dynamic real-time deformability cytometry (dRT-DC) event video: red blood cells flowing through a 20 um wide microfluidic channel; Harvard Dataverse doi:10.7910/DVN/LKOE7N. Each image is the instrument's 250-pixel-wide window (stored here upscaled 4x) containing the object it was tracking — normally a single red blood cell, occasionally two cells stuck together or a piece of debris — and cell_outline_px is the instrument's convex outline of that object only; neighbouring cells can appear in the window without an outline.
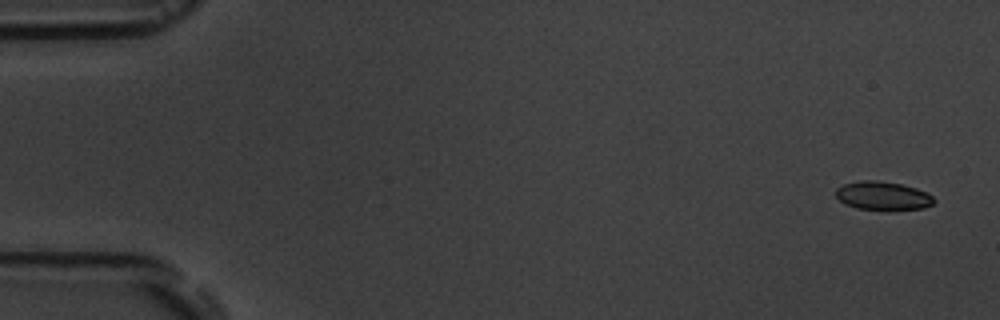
{"species": "common noctule bat (a hibernating species)", "species_latin": "Nyctalus noctula", "temperature_condition": "room temperature", "stored_images_in_passage": 7, "camera_frame_rate_fps": 3000, "um_per_image_px": 0.085, "animal": {"sex": "male", "body_mass_g": 19.5, "forearm_length_mm": 54.6}, "frame": {"image": 1, "passage_image": 1, "time_ms": 0.0, "image_size_px": [1000, 320], "cell_outline_px": [[936, 200], [932, 204], [924, 208], [888, 212], [856, 208], [844, 204], [836, 196], [836, 188], [844, 184], [860, 180], [876, 180], [900, 184], [916, 188], [932, 196]], "centroid_in_image_um": [75.03, 16.68], "position_along_channel_um": 10.0, "area_um2": 16.76}}
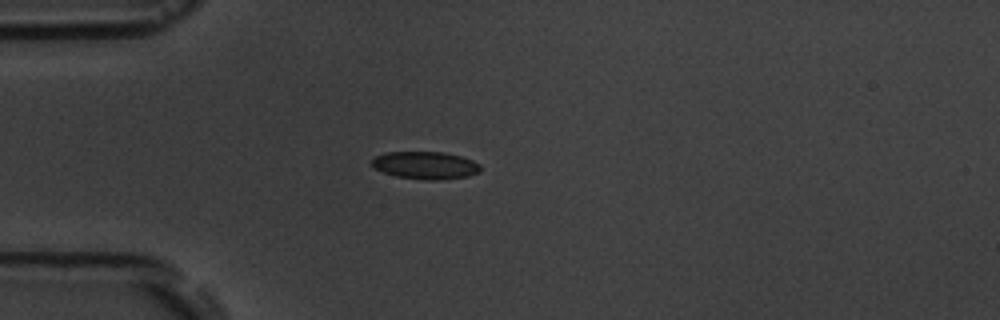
{"frame": {"image": 2, "passage_image": 5, "time_ms": 4.333, "image_size_px": [1000, 320], "cell_outline_px": [[480, 172], [468, 176], [440, 180], [428, 180], [396, 176], [384, 172], [376, 168], [372, 164], [372, 160], [376, 156], [384, 152], [444, 152], [460, 156], [472, 160], [480, 164]], "centroid_in_image_um": [36.19, 14.05], "position_along_channel_um": 48.8, "area_um2": 17.34}}
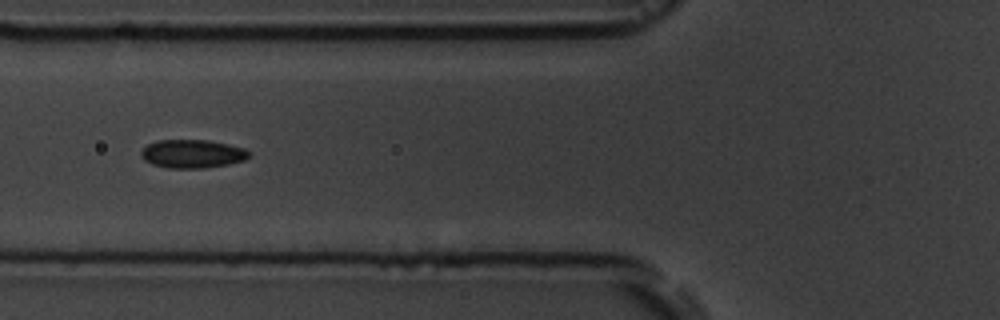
{"frame": {"image": 3, "passage_image": 7, "time_ms": 6.333, "image_size_px": [1000, 320], "cell_outline_px": [[252, 152], [244, 160], [228, 164], [204, 168], [168, 168], [152, 164], [144, 160], [140, 156], [140, 152], [148, 144], [156, 140], [208, 140], [228, 144], [244, 148]], "centroid_in_image_um": [16.34, 13.07], "position_along_channel_um": 109.5, "area_um2": 17.92}}